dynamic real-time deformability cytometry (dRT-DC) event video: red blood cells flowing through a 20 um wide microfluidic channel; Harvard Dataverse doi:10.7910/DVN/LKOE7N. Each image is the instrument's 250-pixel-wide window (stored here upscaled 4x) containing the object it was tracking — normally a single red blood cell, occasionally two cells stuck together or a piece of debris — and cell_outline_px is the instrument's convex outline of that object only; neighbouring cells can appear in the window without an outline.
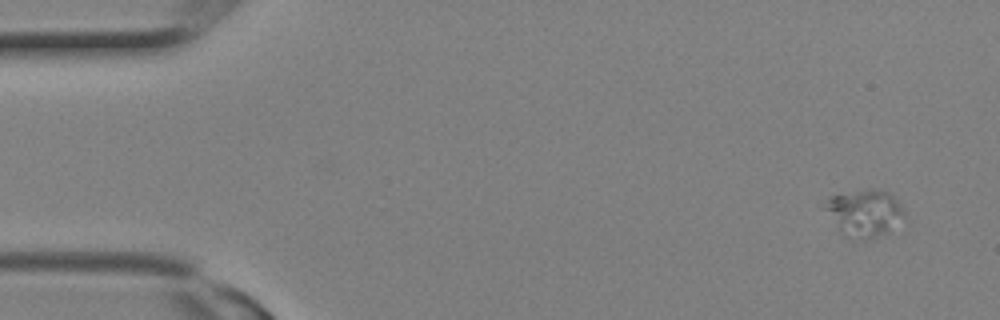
{"species": "Egyptian fruit bat (a non-hibernating species)", "species_latin": "Rousettus aegyptiacus", "temperature_condition": "room temperature", "stored_images_in_passage": 3, "camera_frame_rate_fps": 3000, "um_per_image_px": 0.085, "animal": {"sex": "female"}, "frame": {"image": 1, "passage_image": 1, "time_ms": 0.0, "image_size_px": [1000, 320], "cell_outline_px": [[904, 216], [888, 232], [880, 236], [864, 240], [844, 236], [840, 232], [824, 208], [828, 200], [832, 196], [868, 188], [888, 192], [896, 200], [904, 212]], "centroid_in_image_um": [73.47, 18.12], "position_along_channel_um": 11.5, "area_um2": 21.27}}